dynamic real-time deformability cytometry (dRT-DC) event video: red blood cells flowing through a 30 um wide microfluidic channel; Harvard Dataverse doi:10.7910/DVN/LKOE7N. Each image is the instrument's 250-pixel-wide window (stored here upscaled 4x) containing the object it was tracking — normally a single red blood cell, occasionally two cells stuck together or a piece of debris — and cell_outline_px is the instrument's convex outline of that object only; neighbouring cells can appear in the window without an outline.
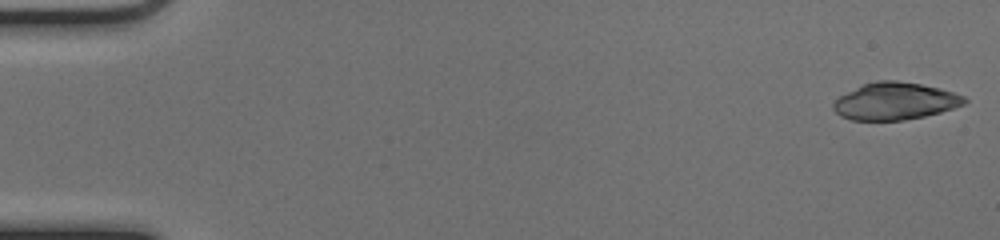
{"species": "common noctule bat (a hibernating species)", "species_latin": "Nyctalus noctula", "temperature_condition": "cold", "stored_images_in_passage": 12, "camera_frame_rate_fps": 3000, "um_per_image_px": 0.085, "animal": {"sex": "female", "body_mass_g": 17.0, "forearm_length_mm": 48.0}, "frame": {"image": 1, "passage_image": 1, "time_ms": 0.0, "image_size_px": [1000, 240], "cell_outline_px": [[968, 100], [964, 104], [940, 112], [924, 116], [904, 120], [852, 120], [840, 116], [832, 108], [832, 104], [840, 96], [864, 84], [876, 80], [896, 80], [920, 84], [940, 88], [964, 96]], "centroid_in_image_um": [76.07, 8.6], "position_along_channel_um": 8.9, "area_um2": 28.21}}